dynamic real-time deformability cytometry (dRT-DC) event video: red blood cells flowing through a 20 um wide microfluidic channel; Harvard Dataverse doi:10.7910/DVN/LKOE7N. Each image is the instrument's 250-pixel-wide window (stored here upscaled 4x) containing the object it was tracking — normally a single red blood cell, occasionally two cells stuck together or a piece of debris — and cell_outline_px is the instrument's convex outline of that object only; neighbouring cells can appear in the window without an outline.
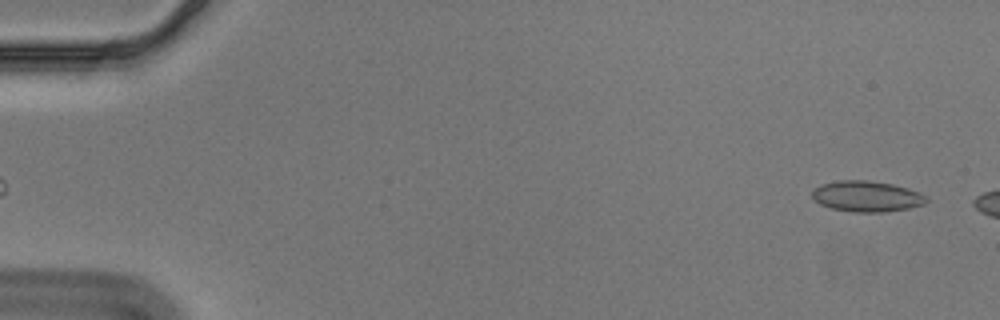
{"species": "Egyptian fruit bat (a non-hibernating species)", "species_latin": "Rousettus aegyptiacus", "temperature_condition": "cold", "stored_images_in_passage": 6, "camera_frame_rate_fps": 3000, "um_per_image_px": 0.085, "animal": {"sex": "male"}, "frame": {"image": 1, "passage_image": 1, "time_ms": 0.0, "image_size_px": [1000, 320], "cell_outline_px": [[928, 200], [924, 204], [908, 208], [884, 212], [852, 212], [832, 208], [820, 204], [812, 196], [812, 192], [820, 184], [840, 180], [868, 180], [892, 184], [908, 188], [920, 192]], "centroid_in_image_um": [73.67, 16.68], "position_along_channel_um": 11.3, "area_um2": 20.4}}